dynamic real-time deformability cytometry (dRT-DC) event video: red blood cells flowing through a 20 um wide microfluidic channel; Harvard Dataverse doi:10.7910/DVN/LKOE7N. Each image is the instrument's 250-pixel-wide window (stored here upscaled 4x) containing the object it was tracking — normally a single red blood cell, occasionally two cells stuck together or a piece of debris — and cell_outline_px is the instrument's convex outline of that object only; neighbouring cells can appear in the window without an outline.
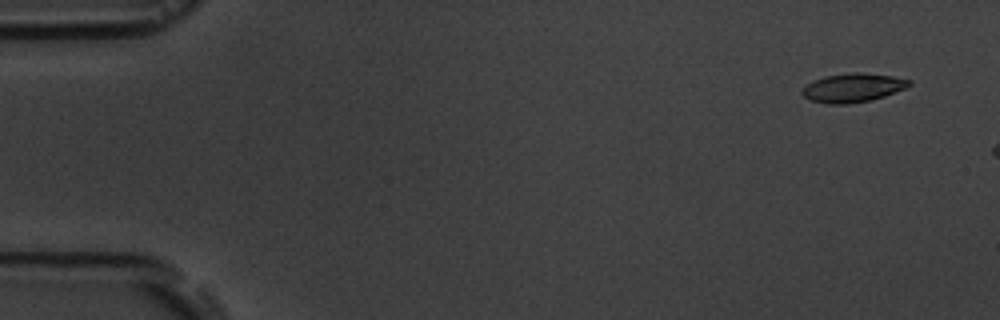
{"species": "common noctule bat (a hibernating species)", "species_latin": "Nyctalus noctula", "temperature_condition": "room temperature", "stored_images_in_passage": 4, "camera_frame_rate_fps": 3000, "um_per_image_px": 0.085, "animal": {"sex": "male", "body_mass_g": 19.5, "forearm_length_mm": 54.6}, "frame": {"image": 1, "passage_image": 2, "time_ms": 1.0, "image_size_px": [1000, 320], "cell_outline_px": [[912, 84], [904, 88], [884, 96], [868, 100], [848, 104], [828, 104], [812, 100], [804, 96], [800, 92], [812, 80], [824, 76], [852, 72], [860, 72], [892, 76], [912, 80]], "centroid_in_image_um": [72.48, 7.44], "position_along_channel_um": 12.5, "area_um2": 17.8}}